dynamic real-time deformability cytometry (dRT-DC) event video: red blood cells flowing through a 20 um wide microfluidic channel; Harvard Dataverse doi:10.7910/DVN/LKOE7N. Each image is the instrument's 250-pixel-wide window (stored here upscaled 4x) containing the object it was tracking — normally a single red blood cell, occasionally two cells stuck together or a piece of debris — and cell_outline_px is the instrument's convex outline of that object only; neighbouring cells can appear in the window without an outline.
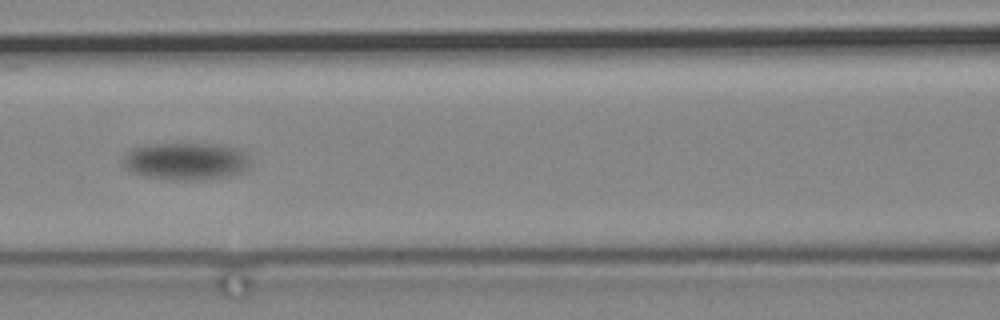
{"species": "common noctule bat (a hibernating species)", "species_latin": "Nyctalus noctula", "temperature_condition": "cold", "stored_images_in_passage": 7, "camera_frame_rate_fps": 3000, "um_per_image_px": 0.085, "animal": {"sex": "male", "body_mass_g": 19.2, "forearm_length_mm": 51.8}, "frame": {"image": 1, "passage_image": 5, "time_ms": 5.667, "image_size_px": [1000, 320], "cell_outline_px": [[252, 164], [240, 172], [224, 176], [192, 180], [184, 180], [148, 176], [124, 168], [124, 156], [132, 148], [144, 144], [220, 144], [232, 148], [248, 156]], "centroid_in_image_um": [15.78, 13.68], "position_along_channel_um": 150.8, "area_um2": 26.99}}
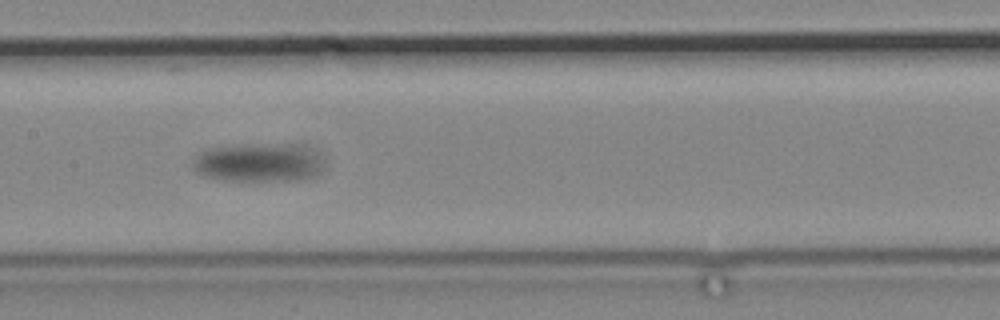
{"frame": {"image": 2, "passage_image": 6, "time_ms": 7.0, "image_size_px": [1000, 320], "cell_outline_px": [[320, 168], [312, 176], [292, 180], [224, 180], [208, 176], [196, 172], [192, 168], [192, 160], [204, 148], [236, 144], [260, 144], [304, 148], [312, 152], [316, 156], [320, 164]], "centroid_in_image_um": [21.76, 13.82], "position_along_channel_um": 185.6, "area_um2": 28.44}}